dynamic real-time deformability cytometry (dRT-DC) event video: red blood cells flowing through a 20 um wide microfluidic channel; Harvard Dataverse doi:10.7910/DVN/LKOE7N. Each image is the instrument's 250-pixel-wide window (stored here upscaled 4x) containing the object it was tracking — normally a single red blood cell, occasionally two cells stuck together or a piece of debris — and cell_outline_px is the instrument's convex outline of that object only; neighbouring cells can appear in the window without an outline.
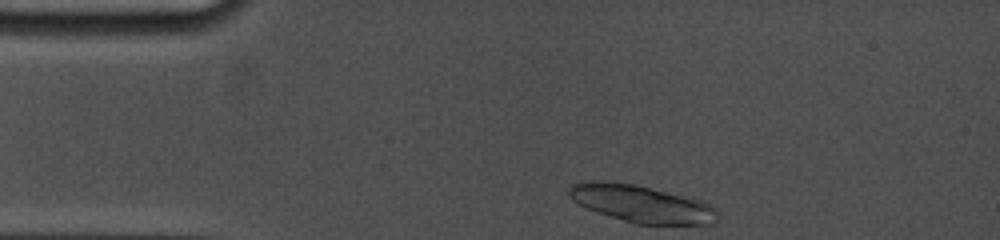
{"species": "common noctule bat (a hibernating species)", "species_latin": "Nyctalus noctula", "temperature_condition": "cold", "stored_images_in_passage": 4, "camera_frame_rate_fps": 5000, "um_per_image_px": 0.085, "animal": {"sex": "female", "body_mass_g": 19.0, "forearm_length_mm": 53.3}, "frame": {"image": 1, "passage_image": 1, "time_ms": 0.0, "image_size_px": [1000, 240], "cell_outline_px": [[716, 220], [712, 224], [636, 224], [596, 212], [572, 200], [568, 196], [568, 188], [572, 184], [592, 180], [604, 180], [636, 184], [704, 200], [716, 208]], "centroid_in_image_um": [54.51, 17.3], "position_along_channel_um": 30.5, "area_um2": 32.48}}